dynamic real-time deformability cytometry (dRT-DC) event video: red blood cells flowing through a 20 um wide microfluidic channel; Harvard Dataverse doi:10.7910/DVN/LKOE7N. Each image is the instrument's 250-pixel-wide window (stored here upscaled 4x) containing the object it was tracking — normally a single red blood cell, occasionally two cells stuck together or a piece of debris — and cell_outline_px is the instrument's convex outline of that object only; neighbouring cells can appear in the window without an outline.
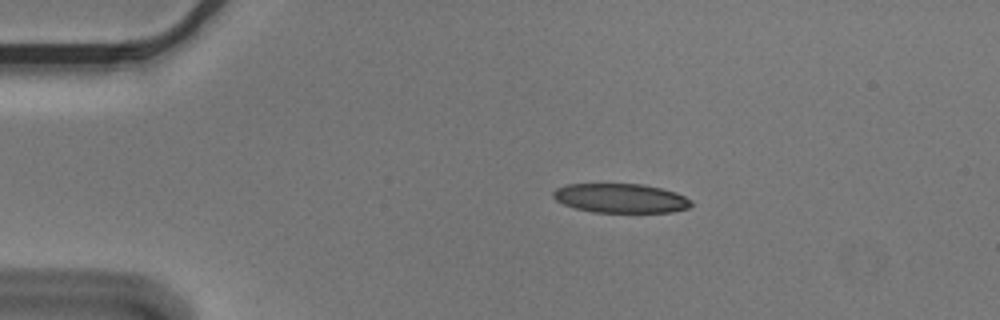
{"species": "Egyptian fruit bat (a non-hibernating species)", "species_latin": "Rousettus aegyptiacus", "temperature_condition": "cold", "stored_images_in_passage": 9, "camera_frame_rate_fps": 3000, "um_per_image_px": 0.085, "animal": {"sex": "male"}, "frame": {"image": 1, "passage_image": 1, "time_ms": 0.0, "image_size_px": [1000, 320], "cell_outline_px": [[692, 204], [688, 208], [672, 212], [592, 212], [576, 208], [564, 204], [556, 200], [552, 196], [552, 192], [556, 188], [568, 184], [644, 184], [676, 192], [692, 200]], "centroid_in_image_um": [52.76, 16.84], "position_along_channel_um": 32.2, "area_um2": 23.52}}
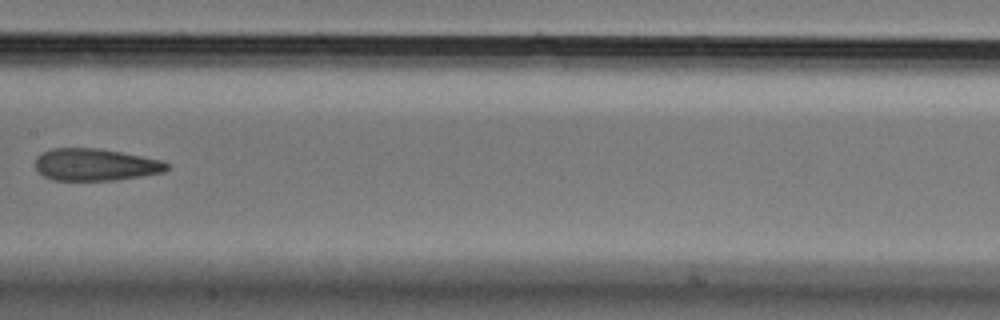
{"frame": {"image": 2, "passage_image": 6, "time_ms": 1.667, "image_size_px": [1000, 320], "cell_outline_px": [[168, 168], [164, 172], [116, 180], [52, 180], [44, 176], [36, 168], [36, 156], [52, 148], [96, 148], [120, 152], [160, 160], [168, 164]], "centroid_in_image_um": [8.08, 14.0], "position_along_channel_um": 199.3, "area_um2": 24.33}}
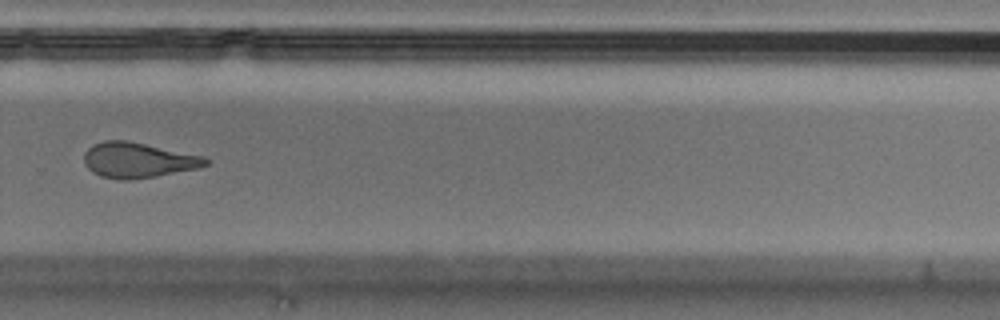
{"frame": {"image": 3, "passage_image": 9, "time_ms": 2.667, "image_size_px": [1000, 320], "cell_outline_px": [[208, 164], [200, 168], [156, 176], [132, 180], [120, 180], [100, 176], [92, 172], [84, 164], [84, 152], [92, 144], [104, 140], [124, 140], [204, 156], [208, 160]], "centroid_in_image_um": [11.7, 13.62], "position_along_channel_um": 318.1, "area_um2": 25.03}}